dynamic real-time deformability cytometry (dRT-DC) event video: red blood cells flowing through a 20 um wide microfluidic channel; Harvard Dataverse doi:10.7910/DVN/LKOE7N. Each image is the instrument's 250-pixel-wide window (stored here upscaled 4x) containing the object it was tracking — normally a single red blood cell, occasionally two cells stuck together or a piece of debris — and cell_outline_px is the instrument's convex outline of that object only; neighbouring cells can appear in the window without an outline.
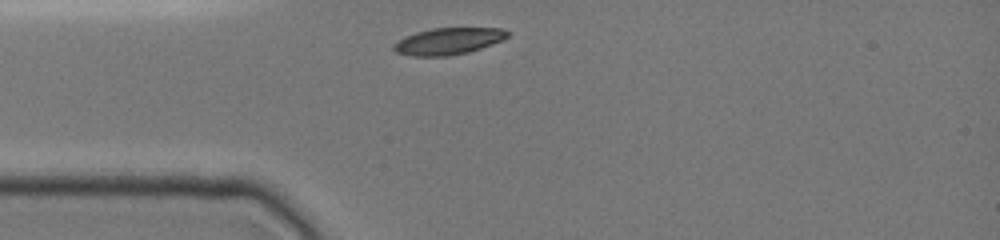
{"species": "common noctule bat (a hibernating species)", "species_latin": "Nyctalus noctula", "temperature_condition": "cold", "stored_images_in_passage": 21, "camera_frame_rate_fps": 3000, "um_per_image_px": 0.085, "animal": {"sex": "female", "body_mass_g": 19.0, "forearm_length_mm": 51.5}, "frame": {"image": 1, "passage_image": 1, "time_ms": 0.0, "image_size_px": [1000, 240], "cell_outline_px": [[512, 32], [508, 36], [492, 44], [468, 52], [448, 56], [412, 56], [396, 52], [392, 48], [392, 44], [404, 36], [416, 32], [432, 28], [500, 28]], "centroid_in_image_um": [38.07, 3.49], "position_along_channel_um": 46.9, "area_um2": 17.74}}
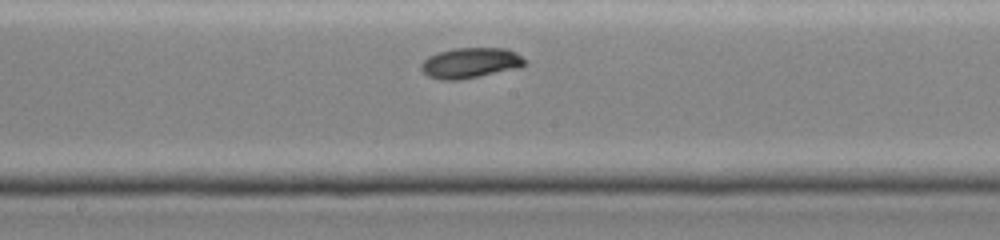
{"frame": {"image": 2, "passage_image": 12, "time_ms": 4.333, "image_size_px": [1000, 240], "cell_outline_px": [[528, 64], [520, 68], [460, 80], [440, 80], [428, 76], [420, 68], [420, 64], [428, 56], [440, 52], [456, 48], [504, 48], [516, 52], [528, 60]], "centroid_in_image_um": [40.04, 5.35], "position_along_channel_um": 208.2, "area_um2": 18.61}}
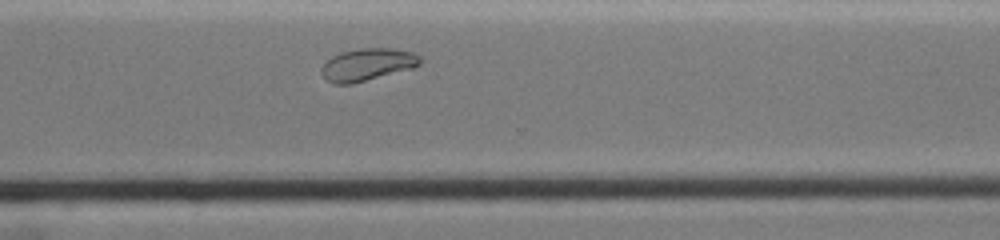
{"frame": {"image": 3, "passage_image": 21, "time_ms": 7.667, "image_size_px": [1000, 240], "cell_outline_px": [[420, 64], [412, 68], [352, 84], [332, 84], [324, 80], [320, 72], [320, 68], [332, 56], [344, 52], [360, 48], [392, 48], [412, 52], [420, 56]], "centroid_in_image_um": [31.18, 5.5], "position_along_channel_um": 339.4, "area_um2": 18.55}}